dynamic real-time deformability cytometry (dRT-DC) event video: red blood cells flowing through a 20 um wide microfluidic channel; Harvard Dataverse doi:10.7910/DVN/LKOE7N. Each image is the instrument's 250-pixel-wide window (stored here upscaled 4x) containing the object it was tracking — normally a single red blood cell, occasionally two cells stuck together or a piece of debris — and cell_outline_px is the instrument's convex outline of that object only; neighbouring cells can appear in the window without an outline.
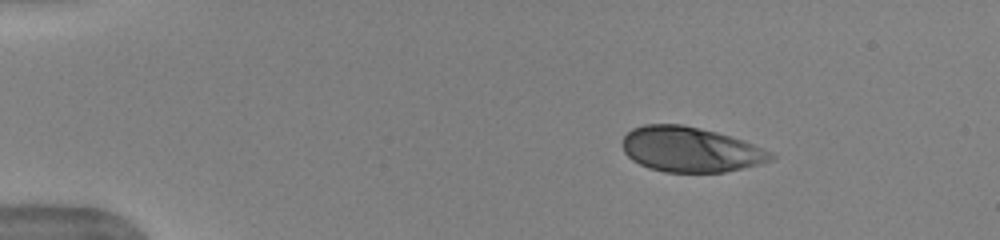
{"species": "human", "species_latin": "Homo sapiens", "temperature_condition": "warm", "stored_images_in_passage": 44, "camera_frame_rate_fps": 3000, "um_per_image_px": 0.085, "donor": {"sex": "female"}, "frame": {"image": 1, "passage_image": 1, "time_ms": 0.0, "image_size_px": [1000, 240], "cell_outline_px": [[776, 156], [772, 160], [760, 164], [724, 172], [664, 172], [648, 168], [632, 160], [624, 152], [624, 136], [632, 128], [644, 124], [680, 124], [716, 132], [764, 148], [772, 152]], "centroid_in_image_um": [58.68, 12.71], "position_along_channel_um": 26.3, "area_um2": 38.73}}
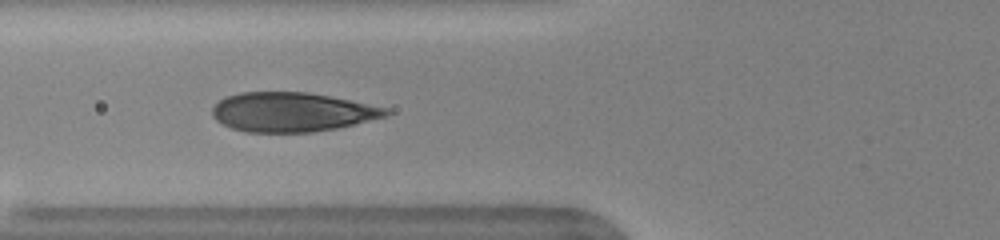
{"frame": {"image": 2, "passage_image": 13, "time_ms": 4.0, "image_size_px": [1000, 240], "cell_outline_px": [[392, 112], [388, 116], [336, 128], [312, 132], [244, 132], [232, 128], [216, 120], [212, 116], [212, 108], [220, 100], [228, 96], [240, 92], [308, 92], [388, 108]], "centroid_in_image_um": [24.81, 9.53], "position_along_channel_um": 101.0, "area_um2": 39.54}}
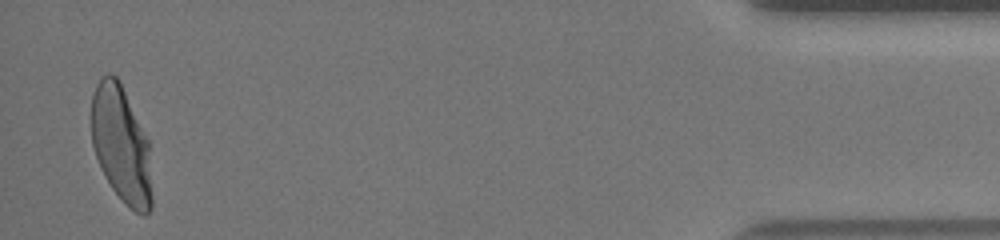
{"frame": {"image": 3, "passage_image": 43, "time_ms": 14.0, "image_size_px": [1000, 240], "cell_outline_px": [[152, 208], [144, 216], [136, 212], [112, 188], [100, 168], [92, 144], [92, 92], [96, 84], [108, 72], [116, 76], [120, 80], [148, 140], [152, 196]], "centroid_in_image_um": [10.3, 12.26], "position_along_channel_um": 424.9, "area_um2": 40.81}, "authors_computed_cell_mechanics": {"area_um2": 40.2577, "velocity_mm_per_s": 3.9501, "shape_relaxation_time_tau1_ms": 3.8983, "shape_relaxation_time_tau2_ms": null, "deformation_change_tau1": 0.1974, "deformation_change_tau2": null}}